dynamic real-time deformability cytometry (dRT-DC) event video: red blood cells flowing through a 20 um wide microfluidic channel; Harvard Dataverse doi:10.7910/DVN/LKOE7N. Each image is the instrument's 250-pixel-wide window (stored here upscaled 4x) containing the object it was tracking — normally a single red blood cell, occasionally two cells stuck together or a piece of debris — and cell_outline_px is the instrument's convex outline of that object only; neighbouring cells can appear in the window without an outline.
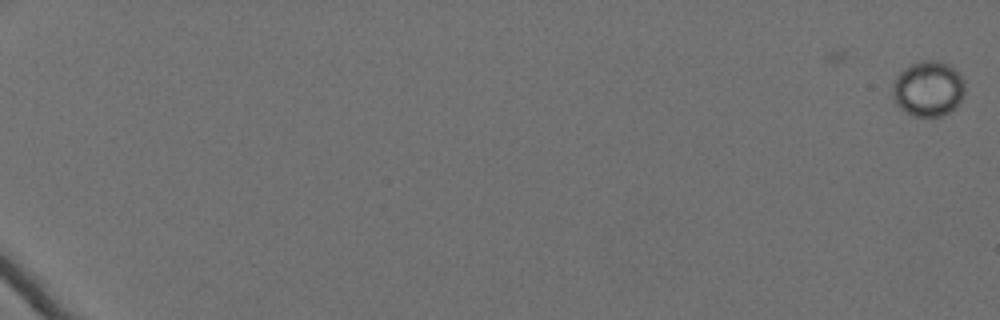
{"species": "Egyptian fruit bat (a non-hibernating species)", "species_latin": "Rousettus aegyptiacus", "temperature_condition": "cold", "stored_images_in_passage": 63, "camera_frame_rate_fps": 3000, "um_per_image_px": 0.085, "animal": {"sex": "female"}, "frame": {"image": 1, "passage_image": 1, "time_ms": 0.0, "image_size_px": [1000, 320], "cell_outline_px": [[964, 96], [956, 108], [940, 116], [912, 116], [900, 108], [896, 104], [892, 96], [892, 88], [896, 76], [908, 64], [920, 60], [936, 60], [948, 64], [964, 80]], "centroid_in_image_um": [78.88, 7.54], "position_along_channel_um": 6.1, "area_um2": 23.52}}
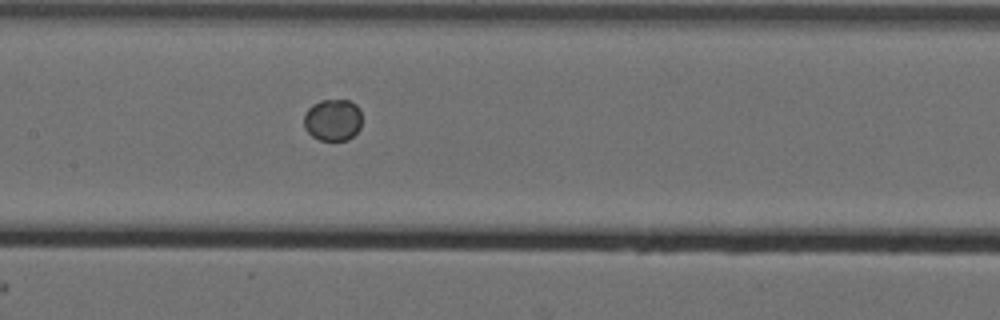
{"frame": {"image": 2, "passage_image": 36, "time_ms": 11.667, "image_size_px": [1000, 320], "cell_outline_px": [[360, 128], [348, 140], [320, 140], [312, 136], [304, 128], [304, 112], [312, 104], [320, 100], [348, 100], [356, 104], [360, 108]], "centroid_in_image_um": [28.26, 10.18], "position_along_channel_um": 179.1, "area_um2": 14.22}}
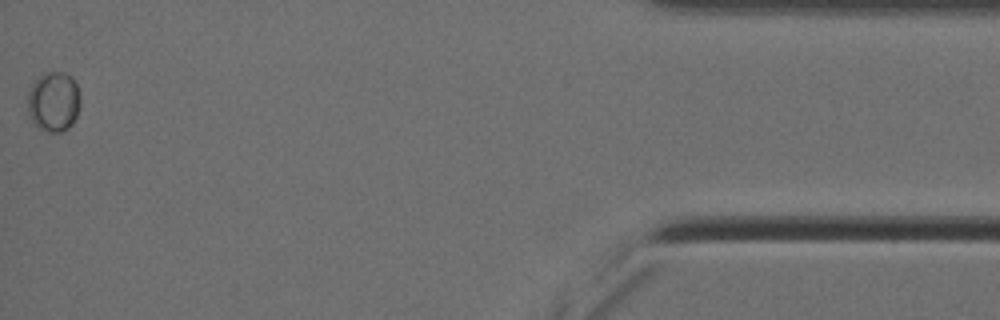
{"frame": {"image": 3, "passage_image": 63, "time_ms": 20.667, "image_size_px": [1000, 320], "cell_outline_px": [[80, 108], [72, 124], [68, 128], [60, 132], [48, 132], [36, 128], [28, 112], [28, 92], [32, 84], [40, 76], [48, 72], [64, 72], [72, 76], [76, 84], [80, 96]], "centroid_in_image_um": [4.57, 8.65], "position_along_channel_um": 430.6, "area_um2": 18.55}}